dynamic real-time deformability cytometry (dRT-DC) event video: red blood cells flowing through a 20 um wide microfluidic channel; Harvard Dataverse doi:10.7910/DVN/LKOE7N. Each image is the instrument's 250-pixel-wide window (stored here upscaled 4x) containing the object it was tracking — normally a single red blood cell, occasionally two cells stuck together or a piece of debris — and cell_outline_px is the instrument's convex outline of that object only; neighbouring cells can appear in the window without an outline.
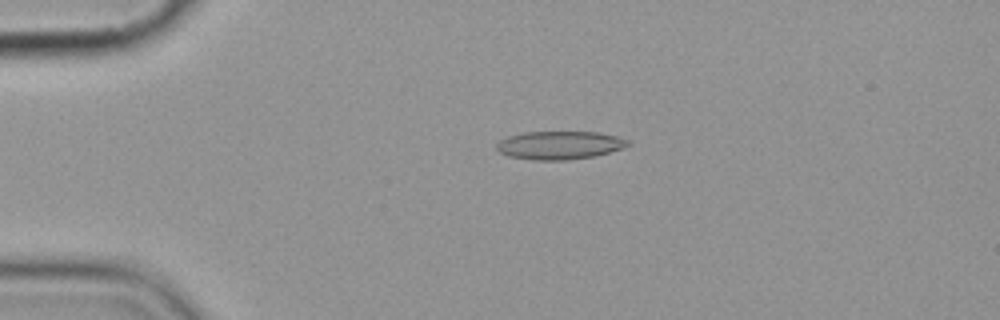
{"species": "common noctule bat (a hibernating species)", "species_latin": "Nyctalus noctula", "temperature_condition": "cold", "stored_images_in_passage": 5, "camera_frame_rate_fps": 3000, "um_per_image_px": 0.085, "animal": {"sex": "female", "body_mass_g": 19.9}, "frame": {"image": 1, "passage_image": 4, "time_ms": 3.333, "image_size_px": [1000, 320], "cell_outline_px": [[632, 144], [624, 148], [592, 156], [568, 160], [532, 160], [508, 156], [500, 152], [496, 148], [496, 144], [500, 140], [508, 136], [524, 132], [596, 132], [616, 136], [628, 140]], "centroid_in_image_um": [47.55, 12.34], "position_along_channel_um": 37.5, "area_um2": 21.56}}